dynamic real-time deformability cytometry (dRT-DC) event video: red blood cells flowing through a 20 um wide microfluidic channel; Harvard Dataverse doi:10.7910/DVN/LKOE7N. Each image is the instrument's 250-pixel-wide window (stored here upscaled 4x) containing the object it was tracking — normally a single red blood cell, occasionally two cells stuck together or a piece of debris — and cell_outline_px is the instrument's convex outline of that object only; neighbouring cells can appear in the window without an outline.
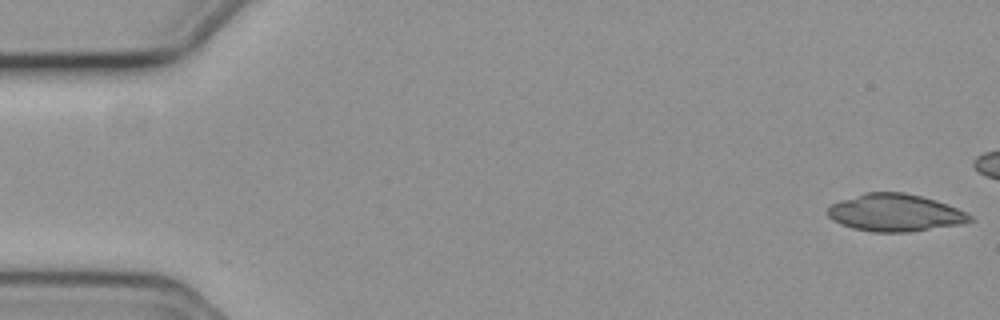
{"species": "common noctule bat (a hibernating species)", "species_latin": "Nyctalus noctula", "temperature_condition": "cold", "stored_images_in_passage": 35, "camera_frame_rate_fps": 3000, "um_per_image_px": 0.085, "animal": {"sex": "female", "body_mass_g": 19.3, "forearm_length_mm": 54.1}, "frame": {"image": 1, "passage_image": 1, "time_ms": 0.0, "image_size_px": [1000, 320], "cell_outline_px": [[972, 220], [960, 224], [908, 232], [872, 232], [852, 228], [840, 224], [832, 220], [828, 216], [828, 208], [832, 204], [840, 200], [864, 192], [904, 192], [936, 200], [948, 204], [972, 216]], "centroid_in_image_um": [76.04, 18.08], "position_along_channel_um": 9.0, "area_um2": 30.87}}